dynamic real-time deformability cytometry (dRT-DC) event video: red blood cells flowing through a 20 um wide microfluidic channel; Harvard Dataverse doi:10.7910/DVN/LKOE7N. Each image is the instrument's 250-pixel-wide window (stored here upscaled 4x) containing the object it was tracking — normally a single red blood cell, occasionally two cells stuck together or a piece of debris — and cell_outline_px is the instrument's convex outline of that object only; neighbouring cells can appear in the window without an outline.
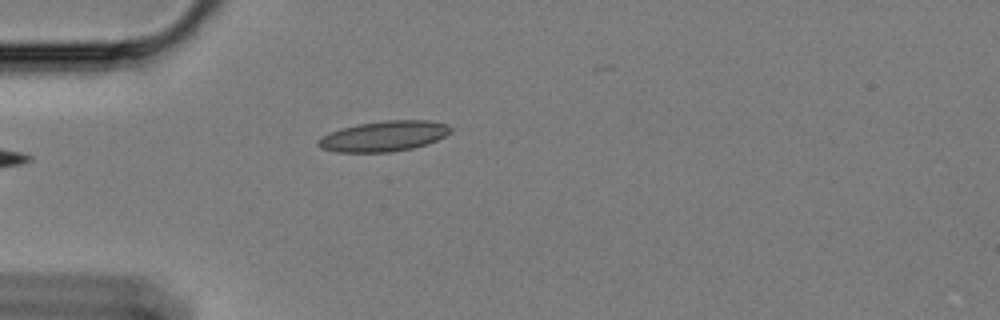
{"species": "Egyptian fruit bat (a non-hibernating species)", "species_latin": "Rousettus aegyptiacus", "temperature_condition": "cold", "stored_images_in_passage": 24, "camera_frame_rate_fps": 3000, "um_per_image_px": 0.085, "animal": {"sex": "female"}, "frame": {"image": 1, "passage_image": 1, "time_ms": 0.0, "image_size_px": [1000, 320], "cell_outline_px": [[452, 128], [444, 136], [436, 140], [412, 148], [392, 152], [336, 152], [320, 148], [316, 144], [316, 140], [340, 128], [356, 124], [384, 120], [428, 120], [448, 124]], "centroid_in_image_um": [32.59, 11.57], "position_along_channel_um": 52.4, "area_um2": 23.41}}
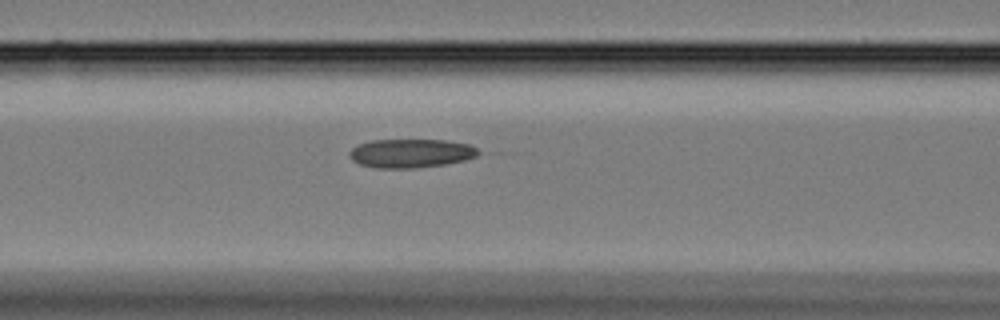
{"frame": {"image": 2, "passage_image": 9, "time_ms": 2.667, "image_size_px": [1000, 320], "cell_outline_px": [[484, 152], [476, 156], [464, 160], [444, 164], [412, 168], [376, 168], [360, 164], [352, 160], [348, 156], [348, 152], [352, 148], [360, 144], [372, 140], [444, 140], [468, 144]], "centroid_in_image_um": [34.92, 13.03], "position_along_channel_um": 131.7, "area_um2": 21.56}}
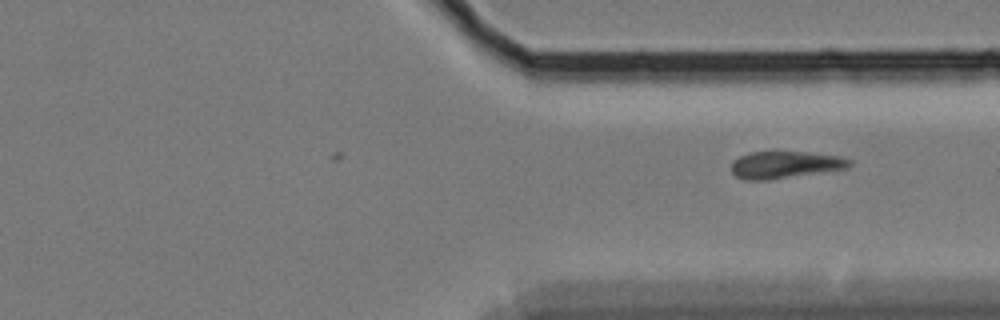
{"frame": {"image": 3, "passage_image": 24, "time_ms": 7.667, "image_size_px": [1000, 320], "cell_outline_px": [[852, 164], [848, 168], [772, 180], [744, 180], [736, 176], [732, 172], [732, 160], [748, 152], [776, 148], [840, 156], [852, 160]], "centroid_in_image_um": [66.71, 13.96], "position_along_channel_um": 344.7, "area_um2": 19.71}}